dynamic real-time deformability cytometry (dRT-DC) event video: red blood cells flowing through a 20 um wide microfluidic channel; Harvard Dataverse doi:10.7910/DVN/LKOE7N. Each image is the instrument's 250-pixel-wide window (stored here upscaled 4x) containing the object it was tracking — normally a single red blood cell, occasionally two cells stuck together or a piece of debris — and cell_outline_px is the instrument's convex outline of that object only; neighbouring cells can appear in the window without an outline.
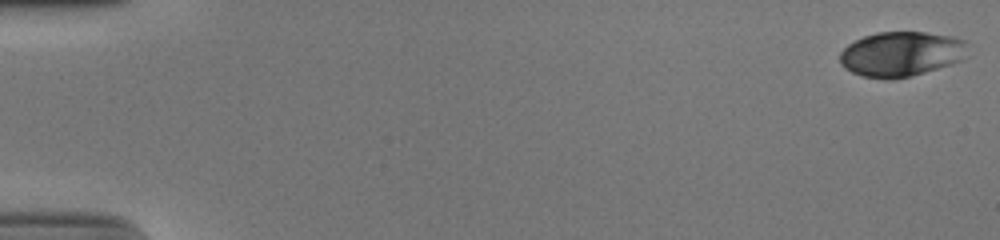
{"species": "human", "species_latin": "Homo sapiens", "temperature_condition": "cold", "stored_images_in_passage": 54, "camera_frame_rate_fps": 3000, "um_per_image_px": 0.085, "donor": {"sex": "male"}, "frame": {"image": 1, "passage_image": 1, "time_ms": 0.0, "image_size_px": [1000, 240], "cell_outline_px": [[968, 56], [964, 60], [952, 64], [912, 76], [892, 80], [884, 80], [864, 76], [852, 72], [844, 68], [840, 64], [840, 52], [848, 44], [864, 36], [876, 32], [924, 32], [952, 36], [964, 40]], "centroid_in_image_um": [76.61, 4.6], "position_along_channel_um": 8.4, "area_um2": 33.81}}
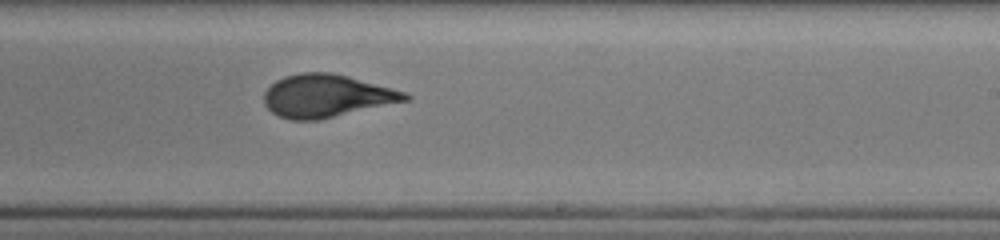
{"frame": {"image": 2, "passage_image": 34, "time_ms": 11.0, "image_size_px": [1000, 240], "cell_outline_px": [[412, 100], [316, 120], [292, 120], [280, 116], [272, 112], [264, 104], [264, 92], [276, 80], [284, 76], [300, 72], [332, 72], [348, 76], [408, 92], [412, 96]], "centroid_in_image_um": [27.8, 8.14], "position_along_channel_um": 261.2, "area_um2": 35.32}}
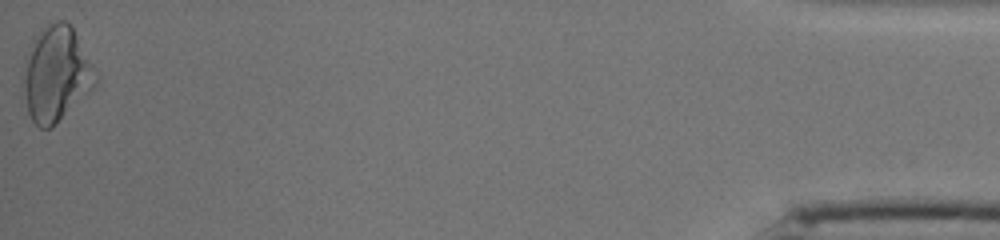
{"frame": {"image": 3, "passage_image": 54, "time_ms": 17.667, "image_size_px": [1000, 240], "cell_outline_px": [[100, 80], [88, 92], [48, 128], [40, 128], [32, 120], [28, 112], [24, 96], [24, 60], [36, 36], [48, 24], [56, 20], [64, 20], [72, 28]], "centroid_in_image_um": [4.76, 6.27], "position_along_channel_um": 430.4, "area_um2": 38.67}, "authors_computed_cell_mechanics": {"area_um2": 34.8534, "velocity_mm_per_s": 3.864, "shape_relaxation_time_tau1_ms": 5.2207, "shape_relaxation_time_tau2_ms": 0.6636, "deformation_change_tau1": 0.1887, "deformation_change_tau2": 0.0515}}